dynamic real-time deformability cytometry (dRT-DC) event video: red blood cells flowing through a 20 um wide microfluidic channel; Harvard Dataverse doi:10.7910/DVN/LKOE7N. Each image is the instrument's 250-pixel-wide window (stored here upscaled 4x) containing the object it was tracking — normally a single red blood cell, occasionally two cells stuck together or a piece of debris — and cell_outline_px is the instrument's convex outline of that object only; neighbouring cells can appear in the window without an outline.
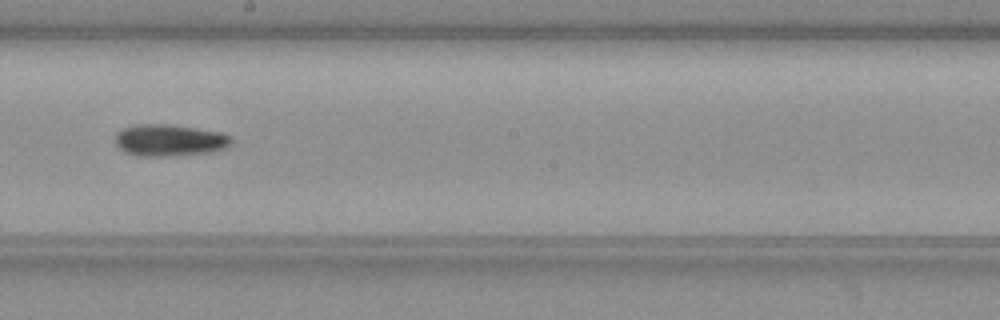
{"species": "common noctule bat (a hibernating species)", "species_latin": "Nyctalus noctula", "temperature_condition": "warm", "stored_images_in_passage": 42, "camera_frame_rate_fps": 3000, "um_per_image_px": 0.085, "animal": {"sex": "female", "body_mass_g": 19.3, "forearm_length_mm": 54.1}, "frame": {"image": 1, "passage_image": 18, "time_ms": 5.667, "image_size_px": [1000, 320], "cell_outline_px": [[232, 140], [224, 148], [212, 152], [172, 156], [136, 156], [124, 152], [116, 144], [116, 132], [124, 128], [136, 124], [168, 124], [220, 132], [228, 136]], "centroid_in_image_um": [14.35, 11.93], "position_along_channel_um": 233.8, "area_um2": 21.39}}
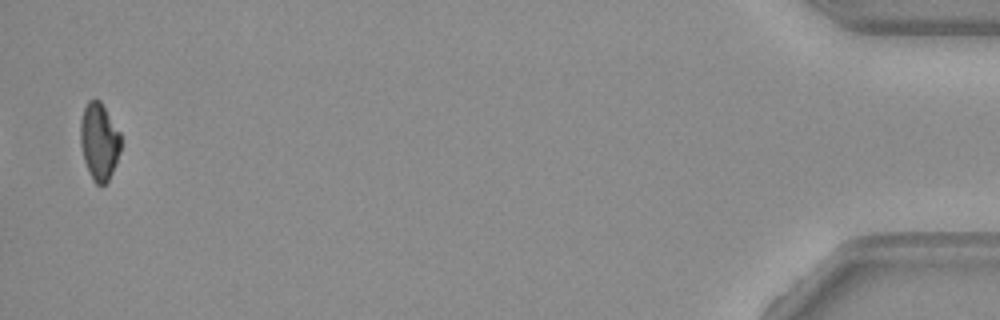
{"frame": {"image": 2, "passage_image": 41, "time_ms": 13.333, "image_size_px": [1000, 320], "cell_outline_px": [[120, 152], [116, 164], [108, 180], [104, 184], [96, 184], [92, 180], [84, 160], [80, 144], [80, 120], [84, 108], [88, 100], [100, 100], [120, 132]], "centroid_in_image_um": [8.42, 12.02], "position_along_channel_um": 426.8, "area_um2": 18.15}}